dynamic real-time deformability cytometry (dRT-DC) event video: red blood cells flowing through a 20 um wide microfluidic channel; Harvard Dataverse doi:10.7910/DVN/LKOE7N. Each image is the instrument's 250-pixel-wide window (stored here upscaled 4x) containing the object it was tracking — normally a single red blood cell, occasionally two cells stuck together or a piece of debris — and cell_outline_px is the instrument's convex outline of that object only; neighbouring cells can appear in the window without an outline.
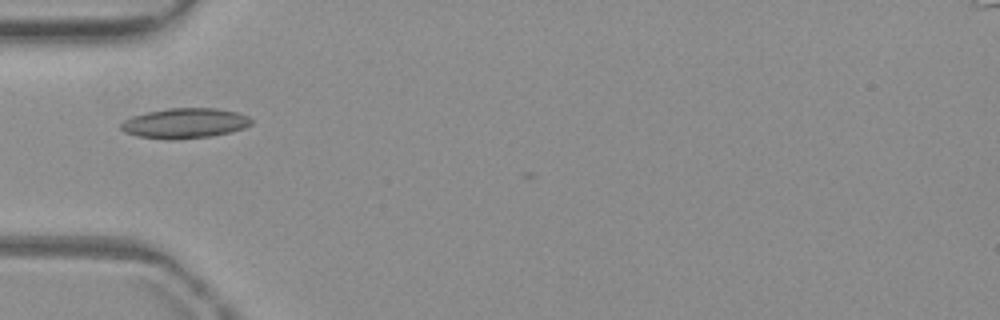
{"species": "common noctule bat (a hibernating species)", "species_latin": "Nyctalus noctula", "temperature_condition": "warm", "stored_images_in_passage": 3, "camera_frame_rate_fps": 3000, "um_per_image_px": 0.085, "animal": {"sex": "female", "body_mass_g": 19.3, "forearm_length_mm": 54.1}, "frame": {"image": 1, "passage_image": 2, "time_ms": 1.0, "image_size_px": [1000, 320], "cell_outline_px": [[252, 124], [244, 128], [232, 132], [212, 136], [172, 140], [168, 140], [136, 136], [124, 132], [120, 128], [120, 124], [124, 120], [132, 116], [148, 112], [168, 108], [216, 108], [236, 112], [248, 116], [252, 120]], "centroid_in_image_um": [15.71, 10.48], "position_along_channel_um": 69.3, "area_um2": 23.06}}
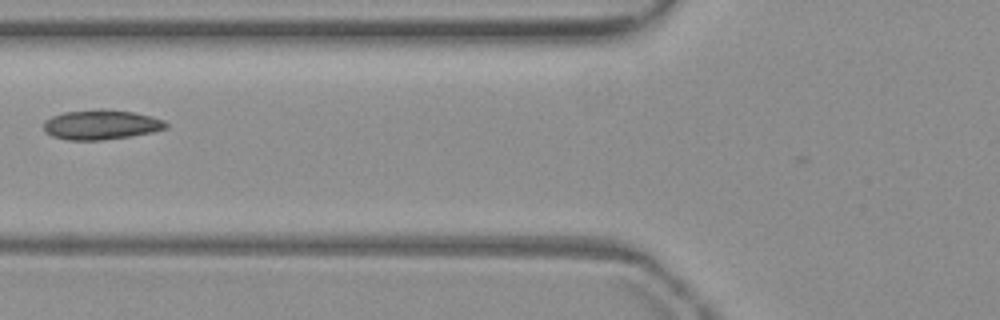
{"frame": {"image": 2, "passage_image": 3, "time_ms": 2.333, "image_size_px": [1000, 320], "cell_outline_px": [[168, 128], [152, 132], [132, 136], [104, 140], [68, 140], [52, 136], [44, 132], [44, 120], [52, 116], [64, 112], [132, 112], [152, 116], [164, 120], [168, 124]], "centroid_in_image_um": [8.6, 10.65], "position_along_channel_um": 117.2, "area_um2": 20.46}}